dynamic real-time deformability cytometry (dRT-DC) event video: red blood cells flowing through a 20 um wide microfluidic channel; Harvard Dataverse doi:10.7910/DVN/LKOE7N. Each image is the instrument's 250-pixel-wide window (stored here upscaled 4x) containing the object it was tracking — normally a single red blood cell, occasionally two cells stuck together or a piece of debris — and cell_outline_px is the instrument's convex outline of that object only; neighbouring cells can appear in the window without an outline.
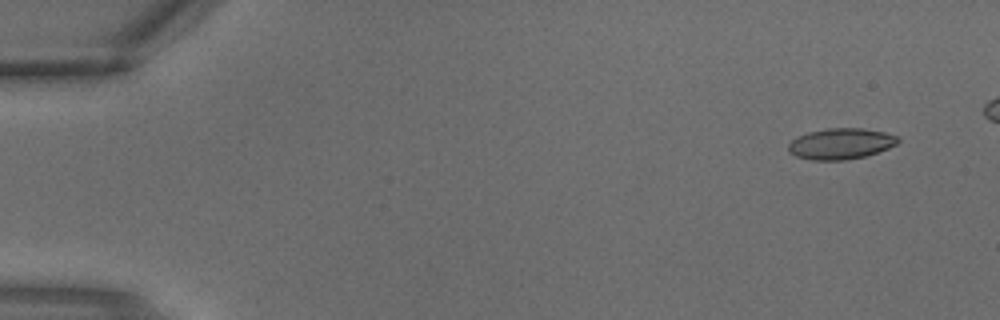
{"species": "common noctule bat (a hibernating species)", "species_latin": "Nyctalus noctula", "temperature_condition": "warm", "stored_images_in_passage": 3, "segment_of_instrument_passage": [2, 2], "camera_frame_rate_fps": 3000, "um_per_image_px": 0.085, "animal": {"sex": "male", "body_mass_g": 18.8}, "frame": {"image": 1, "passage_image": 3, "time_ms": 0.667, "image_size_px": [1000, 320], "cell_outline_px": [[900, 140], [896, 144], [888, 148], [864, 156], [844, 160], [812, 160], [796, 156], [788, 152], [788, 144], [796, 136], [808, 132], [828, 128], [864, 128], [884, 132], [896, 136]], "centroid_in_image_um": [71.43, 12.21], "position_along_channel_um": 13.6, "area_um2": 19.71}}